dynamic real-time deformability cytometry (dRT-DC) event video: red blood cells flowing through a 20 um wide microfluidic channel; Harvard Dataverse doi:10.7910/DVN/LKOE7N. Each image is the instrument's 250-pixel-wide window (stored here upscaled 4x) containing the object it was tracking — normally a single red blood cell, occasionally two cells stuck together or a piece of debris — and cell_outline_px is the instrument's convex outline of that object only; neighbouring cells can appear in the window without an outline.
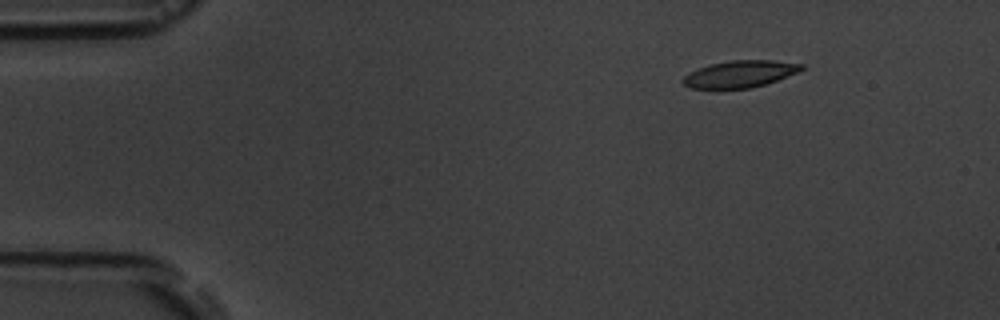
{"species": "common noctule bat (a hibernating species)", "species_latin": "Nyctalus noctula", "temperature_condition": "room temperature", "stored_images_in_passage": 6, "segment_of_instrument_passage": [2, 2], "camera_frame_rate_fps": 3000, "um_per_image_px": 0.085, "animal": {"sex": "male", "body_mass_g": 19.5, "forearm_length_mm": 54.6}, "frame": {"image": 1, "passage_image": 6, "time_ms": 5.667, "image_size_px": [1000, 320], "cell_outline_px": [[804, 68], [796, 72], [776, 80], [764, 84], [748, 88], [692, 88], [684, 84], [680, 80], [688, 72], [708, 64], [732, 60], [772, 60], [804, 64]], "centroid_in_image_um": [62.85, 6.27], "position_along_channel_um": 22.2, "area_um2": 18.38}}